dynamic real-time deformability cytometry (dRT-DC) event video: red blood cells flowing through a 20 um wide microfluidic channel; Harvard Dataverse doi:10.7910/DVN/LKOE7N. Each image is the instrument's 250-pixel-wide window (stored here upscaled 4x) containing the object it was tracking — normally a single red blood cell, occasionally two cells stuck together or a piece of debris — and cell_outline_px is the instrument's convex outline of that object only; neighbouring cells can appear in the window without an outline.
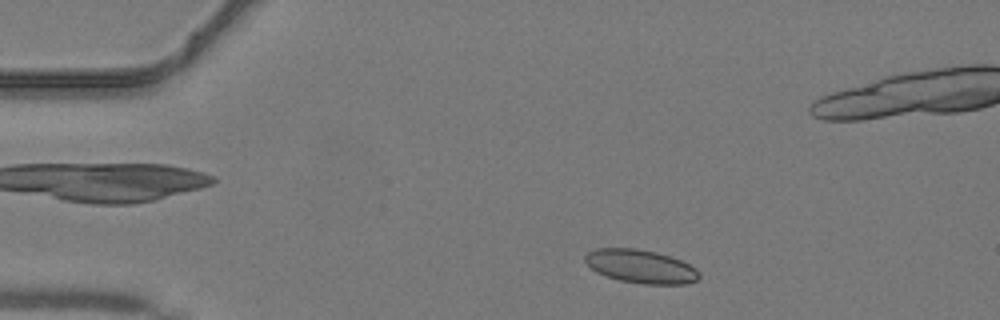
{"species": "common noctule bat (a hibernating species)", "species_latin": "Nyctalus noctula", "temperature_condition": "warm", "stored_images_in_passage": 39, "camera_frame_rate_fps": 3000, "um_per_image_px": 0.085, "animal": {"sex": "male", "body_mass_g": 19.2, "forearm_length_mm": 51.8}, "frame": {"image": 1, "passage_image": 3, "time_ms": 0.667, "image_size_px": [1000, 320], "cell_outline_px": [[696, 280], [680, 284], [652, 284], [624, 280], [608, 276], [592, 268], [588, 264], [588, 252], [604, 248], [628, 248], [652, 252], [668, 256], [680, 260], [688, 264], [696, 272]], "centroid_in_image_um": [54.47, 22.64], "position_along_channel_um": 30.5, "area_um2": 20.75}}
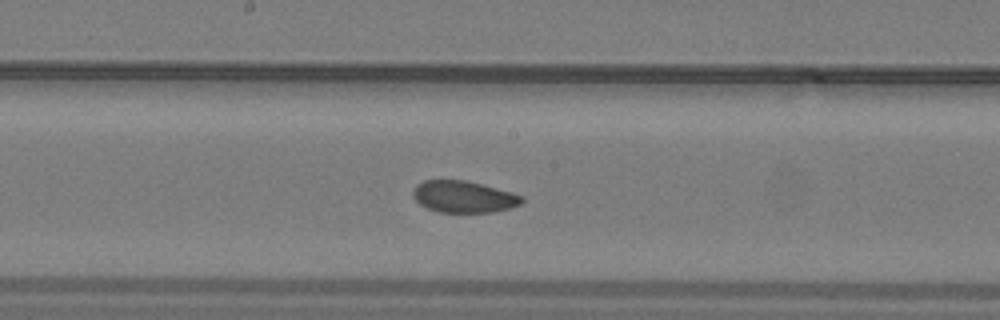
{"frame": {"image": 2, "passage_image": 18, "time_ms": 5.667, "image_size_px": [1000, 320], "cell_outline_px": [[524, 200], [520, 204], [488, 212], [444, 212], [428, 208], [416, 200], [416, 188], [420, 184], [428, 180], [460, 180], [508, 192], [520, 196]], "centroid_in_image_um": [39.4, 16.73], "position_along_channel_um": 208.8, "area_um2": 18.73}}
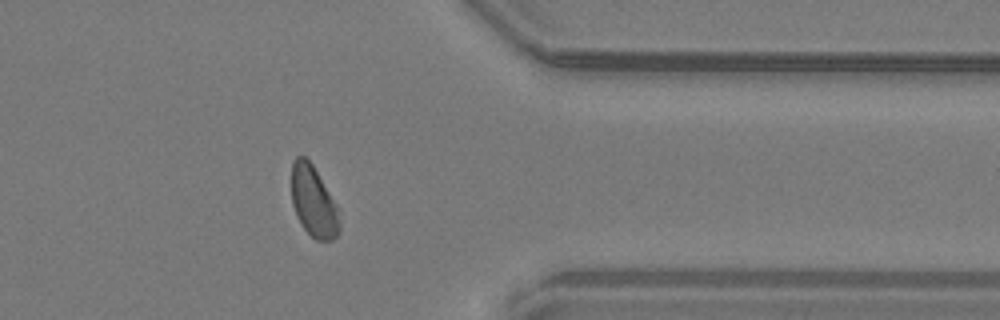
{"frame": {"image": 3, "passage_image": 30, "time_ms": 9.667, "image_size_px": [1000, 320], "cell_outline_px": [[336, 236], [328, 240], [316, 240], [304, 228], [296, 212], [292, 200], [292, 164], [296, 156], [304, 156], [312, 164], [332, 204], [336, 220]], "centroid_in_image_um": [26.53, 17.09], "position_along_channel_um": 384.9, "area_um2": 17.92}}